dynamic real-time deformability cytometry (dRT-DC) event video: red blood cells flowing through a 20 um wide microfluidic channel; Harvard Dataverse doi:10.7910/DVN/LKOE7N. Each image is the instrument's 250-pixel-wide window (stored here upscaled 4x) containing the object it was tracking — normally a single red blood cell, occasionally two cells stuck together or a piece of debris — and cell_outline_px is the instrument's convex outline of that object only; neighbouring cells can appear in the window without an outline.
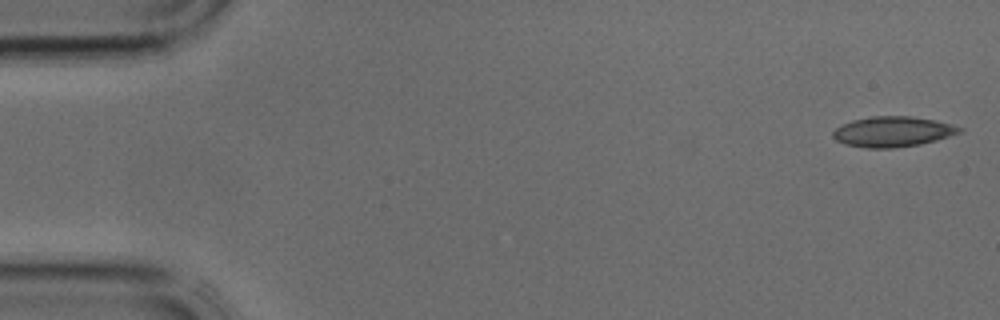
{"species": "common noctule bat (a hibernating species)", "species_latin": "Nyctalus noctula", "temperature_condition": "cold", "stored_images_in_passage": 39, "camera_frame_rate_fps": 3000, "um_per_image_px": 0.085, "animal": {"sex": "male", "body_mass_g": 17.9, "forearm_length_mm": 54.2}, "frame": {"image": 1, "passage_image": 1, "time_ms": 0.0, "image_size_px": [1000, 320], "cell_outline_px": [[964, 128], [960, 132], [936, 140], [920, 144], [892, 148], [868, 148], [844, 144], [836, 140], [832, 136], [832, 132], [836, 128], [852, 120], [872, 116], [908, 116], [936, 120]], "centroid_in_image_um": [75.86, 11.19], "position_along_channel_um": 9.1, "area_um2": 22.2}}
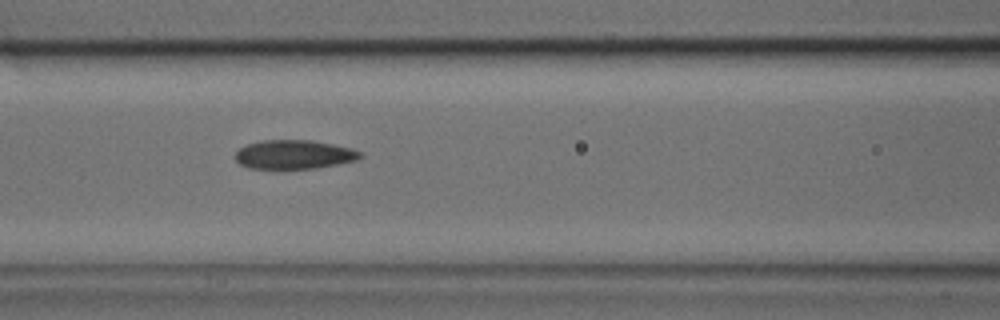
{"frame": {"image": 2, "passage_image": 16, "time_ms": 5.0, "image_size_px": [1000, 320], "cell_outline_px": [[364, 156], [360, 160], [316, 168], [284, 172], [248, 168], [240, 164], [236, 160], [236, 152], [240, 148], [248, 144], [264, 140], [312, 140], [352, 148], [364, 152]], "centroid_in_image_um": [25.03, 13.19], "position_along_channel_um": 141.6, "area_um2": 22.14}}
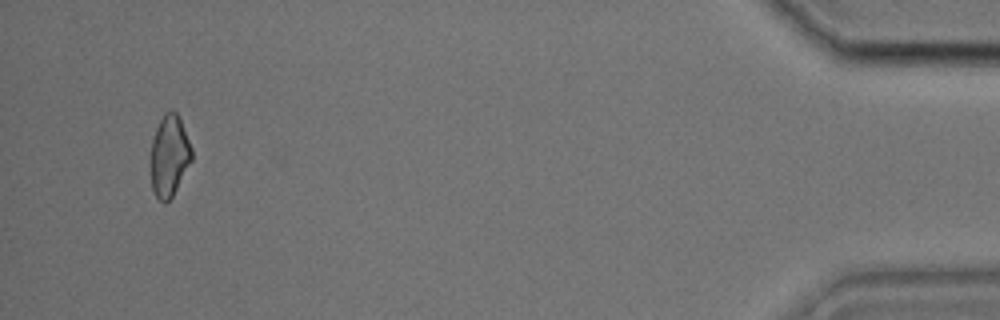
{"frame": {"image": 3, "passage_image": 37, "time_ms": 12.0, "image_size_px": [1000, 320], "cell_outline_px": [[192, 160], [172, 196], [164, 204], [156, 196], [152, 188], [152, 140], [156, 128], [164, 112], [172, 108], [176, 112], [180, 120], [192, 148]], "centroid_in_image_um": [14.4, 13.21], "position_along_channel_um": 420.8, "area_um2": 19.07}}